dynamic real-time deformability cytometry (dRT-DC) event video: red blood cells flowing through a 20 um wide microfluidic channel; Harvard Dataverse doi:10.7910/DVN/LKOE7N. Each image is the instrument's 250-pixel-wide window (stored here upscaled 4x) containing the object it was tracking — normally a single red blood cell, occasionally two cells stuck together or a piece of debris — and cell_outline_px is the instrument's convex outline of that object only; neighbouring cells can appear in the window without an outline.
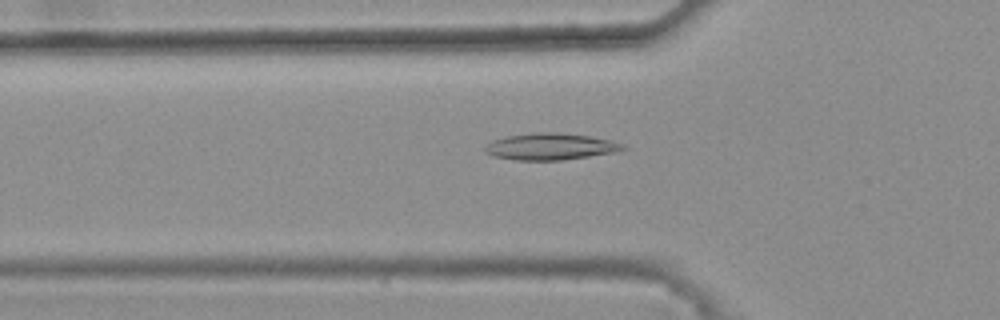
{"species": "common noctule bat (a hibernating species)", "species_latin": "Nyctalus noctula", "temperature_condition": "warm", "stored_images_in_passage": 46, "camera_frame_rate_fps": 3000, "um_per_image_px": 0.085, "animal": {"sex": "female", "body_mass_g": 25.1}, "frame": {"image": 1, "passage_image": 17, "time_ms": 5.333, "image_size_px": [1000, 320], "cell_outline_px": [[628, 148], [616, 152], [560, 160], [516, 160], [492, 156], [484, 152], [484, 148], [492, 140], [504, 136], [536, 132], [556, 132], [588, 136], [612, 140], [624, 144]], "centroid_in_image_um": [46.77, 12.45], "position_along_channel_um": 79.0, "area_um2": 21.5}}
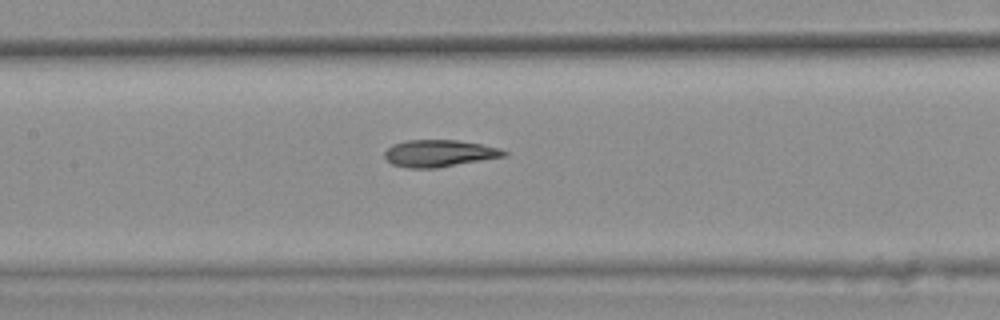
{"frame": {"image": 2, "passage_image": 24, "time_ms": 7.667, "image_size_px": [1000, 320], "cell_outline_px": [[508, 156], [436, 168], [408, 168], [392, 164], [384, 156], [384, 152], [392, 144], [408, 140], [456, 140], [480, 144], [500, 148], [508, 152]], "centroid_in_image_um": [37.35, 13.03], "position_along_channel_um": 170.0, "area_um2": 18.79}}
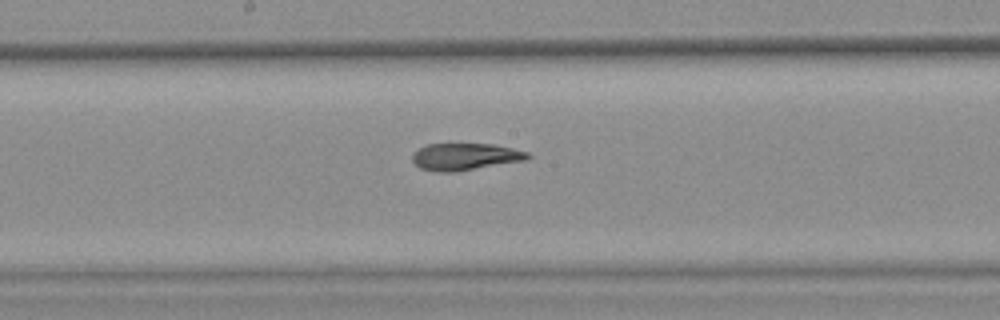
{"frame": {"image": 3, "passage_image": 27, "time_ms": 8.667, "image_size_px": [1000, 320], "cell_outline_px": [[532, 156], [528, 160], [456, 172], [436, 172], [420, 168], [412, 160], [412, 152], [424, 144], [492, 144], [512, 148], [528, 152]], "centroid_in_image_um": [39.53, 13.32], "position_along_channel_um": 208.7, "area_um2": 18.44}, "authors_computed_cell_mechanics": {"area_um2": 19.1607, "velocity_mm_per_s": 3.8795, "shape_relaxation_time_tau1_ms": 9.7757, "shape_relaxation_time_tau2_ms": 3.1202, "deformation_change_tau1": 0.2429, "deformation_change_tau2": 0.1036}}